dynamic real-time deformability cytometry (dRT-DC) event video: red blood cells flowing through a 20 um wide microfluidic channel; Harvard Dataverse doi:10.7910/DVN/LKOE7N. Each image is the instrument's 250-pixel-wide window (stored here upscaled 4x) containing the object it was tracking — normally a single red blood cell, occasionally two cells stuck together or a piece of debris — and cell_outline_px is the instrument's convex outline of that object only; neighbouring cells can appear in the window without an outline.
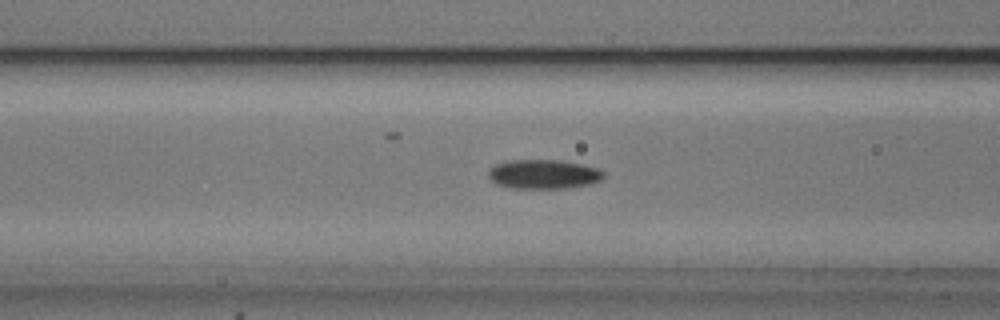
{"species": "common noctule bat (a hibernating species)", "species_latin": "Nyctalus noctula", "temperature_condition": "cold", "stored_images_in_passage": 51, "camera_frame_rate_fps": 3000, "um_per_image_px": 0.085, "animal": {"sex": "male", "body_mass_g": 20.5, "forearm_length_mm": 52.5}, "frame": {"image": 1, "passage_image": 21, "time_ms": 6.667, "image_size_px": [1000, 320], "cell_outline_px": [[604, 176], [600, 180], [588, 184], [564, 188], [512, 188], [496, 184], [488, 176], [488, 172], [496, 164], [508, 160], [560, 160], [584, 164], [600, 168], [604, 172]], "centroid_in_image_um": [46.22, 14.8], "position_along_channel_um": 120.4, "area_um2": 19.65}}
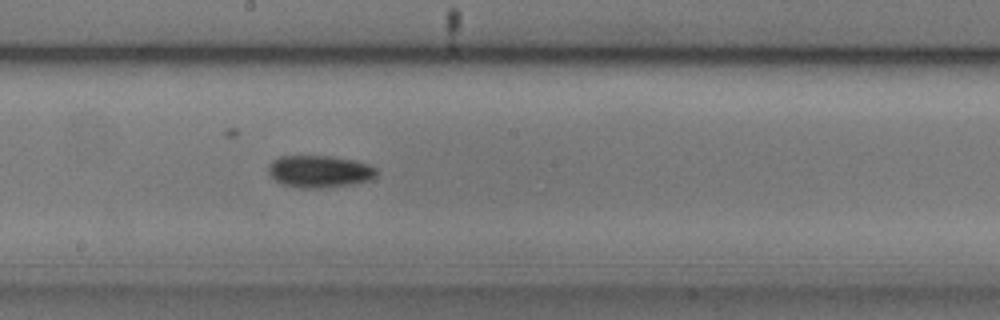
{"frame": {"image": 2, "passage_image": 29, "time_ms": 9.333, "image_size_px": [1000, 320], "cell_outline_px": [[376, 176], [372, 180], [352, 184], [324, 188], [296, 188], [284, 184], [276, 180], [268, 172], [268, 164], [272, 160], [280, 156], [332, 156], [356, 160], [368, 164], [376, 168]], "centroid_in_image_um": [27.17, 14.57], "position_along_channel_um": 221.0, "area_um2": 20.46}}
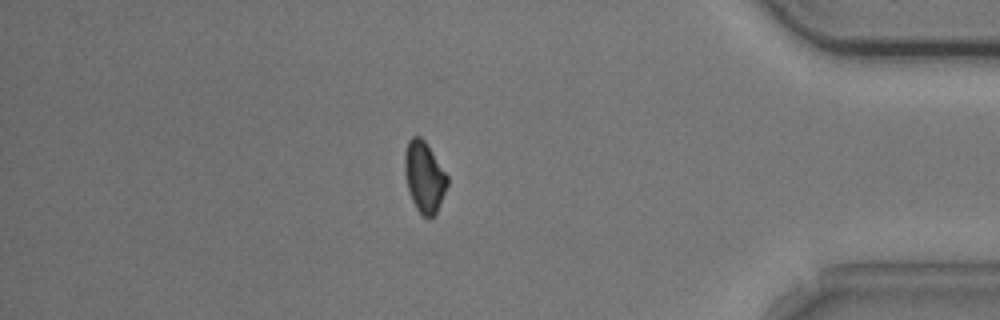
{"frame": {"image": 3, "passage_image": 46, "time_ms": 15.0, "image_size_px": [1000, 320], "cell_outline_px": [[448, 184], [436, 212], [428, 220], [416, 208], [412, 200], [408, 188], [404, 172], [404, 152], [408, 140], [412, 136], [420, 136], [424, 140], [448, 176]], "centroid_in_image_um": [36.04, 15.02], "position_along_channel_um": 399.2, "area_um2": 17.46}, "authors_computed_cell_mechanics": {"area_um2": 18.6694, "velocity_mm_per_s": 3.7688, "shape_relaxation_time_tau1_ms": 3.8503, "shape_relaxation_time_tau2_ms": null, "deformation_change_tau1": 0.0919, "deformation_change_tau2": null}}